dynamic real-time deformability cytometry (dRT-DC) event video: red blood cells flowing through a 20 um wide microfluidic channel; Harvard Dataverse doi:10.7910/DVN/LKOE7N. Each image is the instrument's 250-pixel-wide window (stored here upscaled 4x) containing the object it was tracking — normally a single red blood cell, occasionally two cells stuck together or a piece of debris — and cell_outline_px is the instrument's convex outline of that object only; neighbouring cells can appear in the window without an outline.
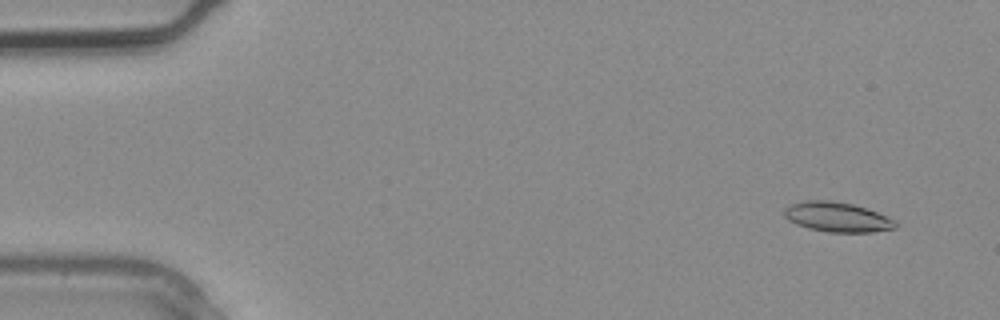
{"species": "common noctule bat (a hibernating species)", "species_latin": "Nyctalus noctula", "temperature_condition": "warm", "stored_images_in_passage": 3, "camera_frame_rate_fps": 3000, "um_per_image_px": 0.085, "animal": {"sex": "male", "body_mass_g": 20.4}, "frame": {"image": 1, "passage_image": 1, "time_ms": 0.0, "image_size_px": [1000, 320], "cell_outline_px": [[896, 228], [872, 232], [828, 232], [808, 228], [796, 224], [788, 220], [784, 216], [784, 208], [792, 204], [804, 200], [828, 200], [852, 204], [888, 216], [896, 220]], "centroid_in_image_um": [71.15, 18.45], "position_along_channel_um": 13.9, "area_um2": 19.25}}
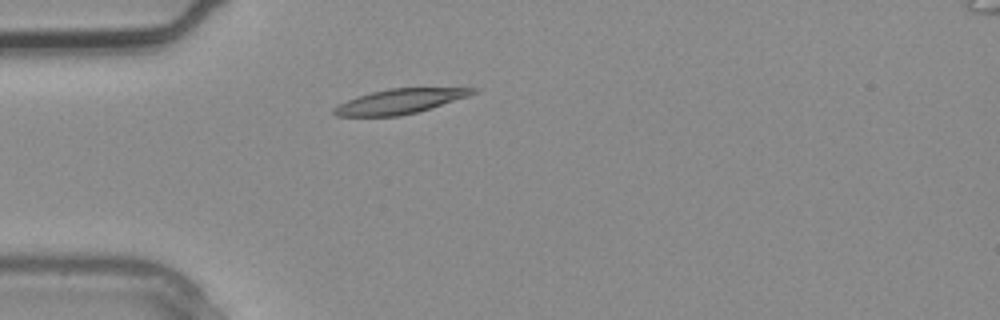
{"frame": {"image": 2, "passage_image": 3, "time_ms": 0.667, "image_size_px": [1000, 320], "cell_outline_px": [[476, 92], [468, 96], [432, 108], [400, 116], [336, 116], [332, 112], [332, 108], [356, 96], [388, 88], [476, 88]], "centroid_in_image_um": [33.95, 8.62], "position_along_channel_um": 51.0, "area_um2": 19.88}}